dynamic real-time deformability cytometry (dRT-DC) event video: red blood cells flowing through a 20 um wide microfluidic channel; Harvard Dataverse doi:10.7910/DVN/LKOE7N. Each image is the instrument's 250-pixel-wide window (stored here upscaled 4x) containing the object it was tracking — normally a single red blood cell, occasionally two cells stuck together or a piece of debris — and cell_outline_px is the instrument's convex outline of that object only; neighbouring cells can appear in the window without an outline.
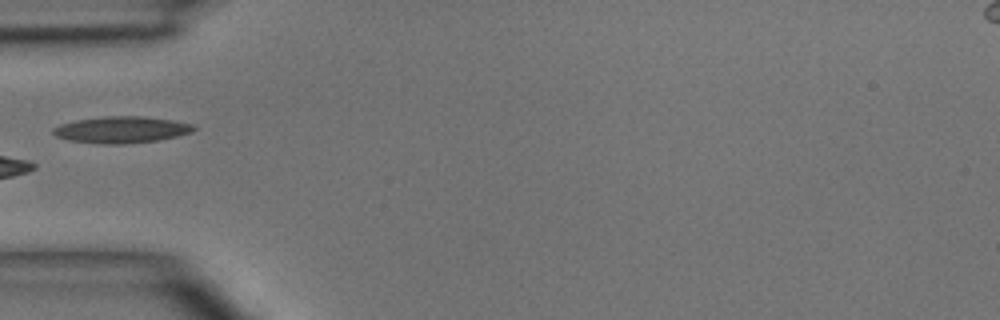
{"species": "common noctule bat (a hibernating species)", "species_latin": "Nyctalus noctula", "temperature_condition": "room temperature", "stored_images_in_passage": 6, "camera_frame_rate_fps": 3000, "um_per_image_px": 0.085, "animal": {"sex": "male", "body_mass_g": 15.6}, "frame": {"image": 1, "passage_image": 4, "time_ms": 4.667, "image_size_px": [1000, 320], "cell_outline_px": [[196, 128], [192, 132], [176, 136], [156, 140], [124, 144], [104, 144], [72, 140], [56, 136], [52, 132], [52, 128], [60, 124], [76, 120], [104, 116], [140, 116], [172, 120], [196, 124]], "centroid_in_image_um": [10.34, 11.01], "position_along_channel_um": 74.7, "area_um2": 21.62}}